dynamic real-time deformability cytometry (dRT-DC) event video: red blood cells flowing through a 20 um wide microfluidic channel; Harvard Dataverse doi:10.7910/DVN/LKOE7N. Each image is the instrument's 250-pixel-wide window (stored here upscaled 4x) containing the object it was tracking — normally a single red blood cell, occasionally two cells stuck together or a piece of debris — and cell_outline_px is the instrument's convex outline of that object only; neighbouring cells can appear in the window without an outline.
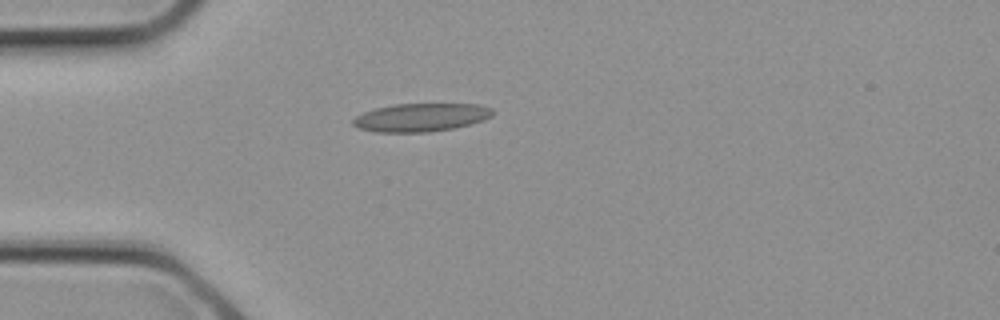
{"species": "common noctule bat (a hibernating species)", "species_latin": "Nyctalus noctula", "temperature_condition": "cold", "stored_images_in_passage": 3, "camera_frame_rate_fps": 3000, "um_per_image_px": 0.085, "animal": {"sex": "female", "body_mass_g": 21.9}, "frame": {"image": 1, "passage_image": 3, "time_ms": 0.667, "image_size_px": [1000, 320], "cell_outline_px": [[492, 116], [484, 120], [452, 128], [428, 132], [376, 132], [360, 128], [352, 124], [352, 120], [356, 116], [364, 112], [376, 108], [392, 104], [480, 104], [492, 108]], "centroid_in_image_um": [35.77, 9.97], "position_along_channel_um": 49.2, "area_um2": 22.83}}